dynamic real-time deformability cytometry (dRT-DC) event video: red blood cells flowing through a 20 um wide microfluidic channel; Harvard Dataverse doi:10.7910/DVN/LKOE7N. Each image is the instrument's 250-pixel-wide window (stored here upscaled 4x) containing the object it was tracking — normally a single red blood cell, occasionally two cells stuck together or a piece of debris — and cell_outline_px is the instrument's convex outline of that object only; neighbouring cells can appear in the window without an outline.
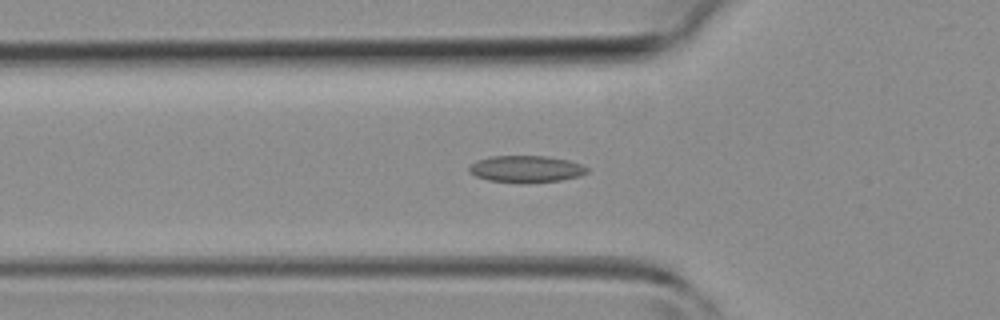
{"species": "common noctule bat (a hibernating species)", "species_latin": "Nyctalus noctula", "temperature_condition": "room temperature", "stored_images_in_passage": 40, "camera_frame_rate_fps": 3000, "um_per_image_px": 0.085, "animal": {"sex": "female", "body_mass_g": 19.3, "forearm_length_mm": 54.1}, "frame": {"image": 1, "passage_image": 12, "time_ms": 3.667, "image_size_px": [1000, 320], "cell_outline_px": [[588, 172], [580, 176], [560, 180], [528, 184], [524, 184], [488, 180], [476, 176], [468, 172], [468, 168], [476, 160], [488, 156], [544, 156], [568, 160], [580, 164], [588, 168]], "centroid_in_image_um": [44.69, 14.38], "position_along_channel_um": 81.1, "area_um2": 18.67}}
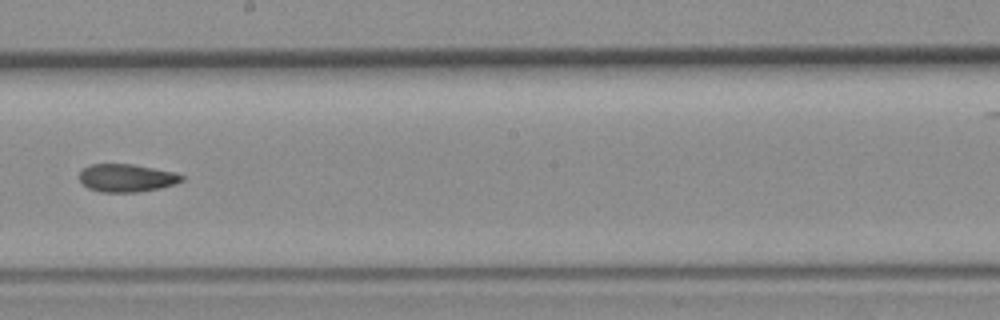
{"frame": {"image": 2, "passage_image": 22, "time_ms": 7.0, "image_size_px": [1000, 320], "cell_outline_px": [[184, 180], [176, 184], [160, 188], [140, 192], [100, 192], [88, 188], [80, 180], [80, 172], [84, 168], [92, 164], [132, 164], [172, 172], [184, 176]], "centroid_in_image_um": [10.77, 15.14], "position_along_channel_um": 237.4, "area_um2": 16.53}}
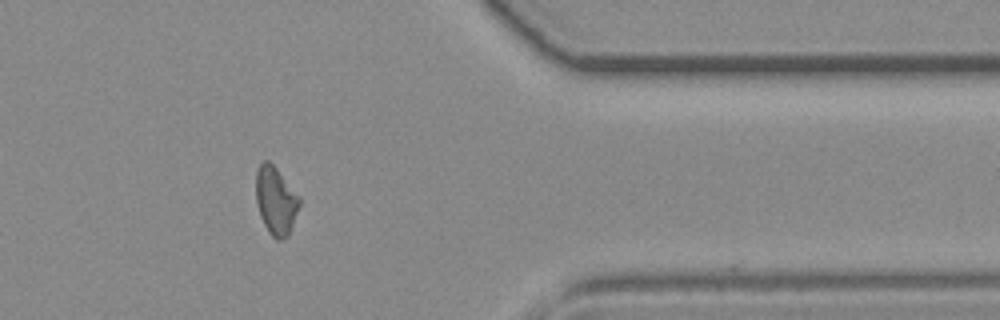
{"frame": {"image": 3, "passage_image": 33, "time_ms": 10.667, "image_size_px": [1000, 320], "cell_outline_px": [[300, 204], [288, 236], [280, 240], [276, 240], [268, 232], [260, 216], [256, 204], [256, 172], [260, 164], [264, 160], [268, 160], [276, 168], [300, 196]], "centroid_in_image_um": [23.43, 17.06], "position_along_channel_um": 388.0, "area_um2": 17.22}}